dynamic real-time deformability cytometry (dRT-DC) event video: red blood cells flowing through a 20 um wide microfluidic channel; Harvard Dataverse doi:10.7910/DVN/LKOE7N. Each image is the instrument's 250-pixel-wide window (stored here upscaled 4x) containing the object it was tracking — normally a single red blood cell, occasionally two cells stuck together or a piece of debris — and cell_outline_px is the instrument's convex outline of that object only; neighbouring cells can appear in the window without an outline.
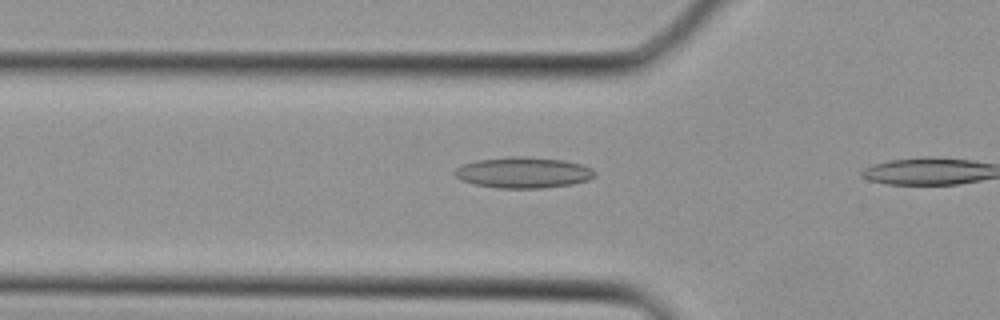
{"species": "Egyptian fruit bat (a non-hibernating species)", "species_latin": "Rousettus aegyptiacus", "temperature_condition": "cold", "stored_images_in_passage": 4, "camera_frame_rate_fps": 3000, "um_per_image_px": 0.085, "animal": {"sex": "female"}, "frame": {"image": 1, "passage_image": 3, "time_ms": 0.667, "image_size_px": [1000, 320], "cell_outline_px": [[596, 176], [588, 180], [572, 184], [544, 188], [496, 188], [472, 184], [460, 180], [452, 172], [456, 168], [464, 164], [476, 160], [512, 156], [524, 156], [564, 160], [580, 164], [592, 168], [596, 172]], "centroid_in_image_um": [44.47, 14.67], "position_along_channel_um": 81.3, "area_um2": 25.49}}